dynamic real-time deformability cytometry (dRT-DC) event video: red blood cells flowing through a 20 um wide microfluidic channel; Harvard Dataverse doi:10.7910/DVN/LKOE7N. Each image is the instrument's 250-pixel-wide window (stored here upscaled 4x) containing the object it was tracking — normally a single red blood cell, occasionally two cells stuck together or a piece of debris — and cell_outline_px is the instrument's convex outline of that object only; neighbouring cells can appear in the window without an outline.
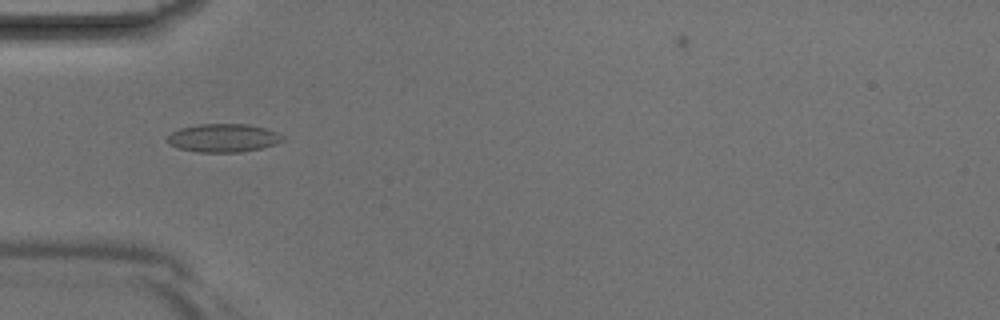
{"species": "Egyptian fruit bat (a non-hibernating species)", "species_latin": "Rousettus aegyptiacus", "temperature_condition": "room temperature", "stored_images_in_passage": 41, "camera_frame_rate_fps": 3000, "um_per_image_px": 0.085, "animal": {"sex": "male"}, "frame": {"image": 1, "passage_image": 13, "time_ms": 4.0, "image_size_px": [1000, 320], "cell_outline_px": [[284, 140], [260, 148], [240, 152], [196, 152], [176, 148], [168, 144], [168, 136], [172, 132], [180, 128], [200, 124], [248, 124], [268, 128], [284, 136]], "centroid_in_image_um": [18.96, 11.72], "position_along_channel_um": 66.0, "area_um2": 19.02}}
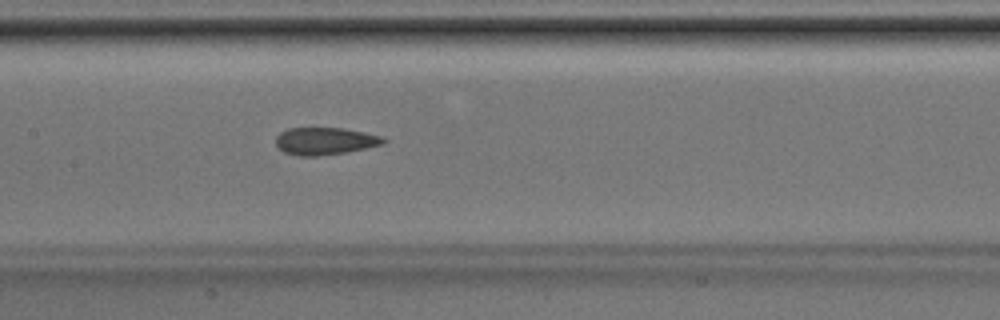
{"frame": {"image": 2, "passage_image": 20, "time_ms": 6.333, "image_size_px": [1000, 320], "cell_outline_px": [[388, 140], [384, 144], [344, 152], [316, 156], [300, 156], [284, 152], [276, 144], [276, 136], [280, 132], [288, 128], [340, 128], [364, 132], [384, 136]], "centroid_in_image_um": [27.64, 11.98], "position_along_channel_um": 179.8, "area_um2": 17.05}}
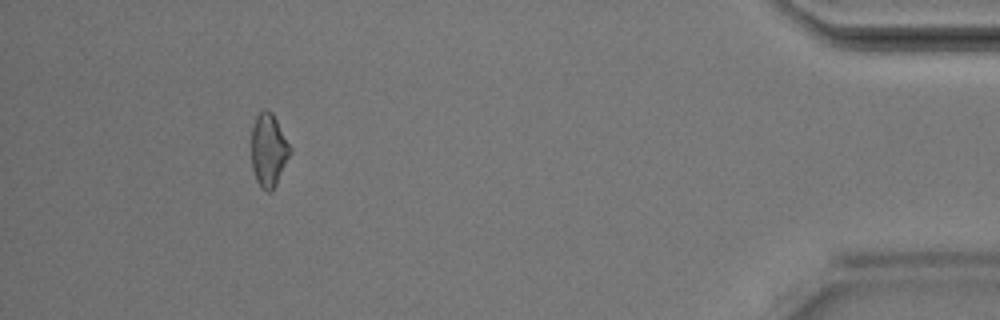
{"frame": {"image": 3, "passage_image": 38, "time_ms": 12.333, "image_size_px": [1000, 320], "cell_outline_px": [[292, 152], [276, 184], [268, 192], [260, 188], [256, 180], [252, 168], [252, 124], [256, 116], [264, 108], [268, 108], [272, 112], [292, 148]], "centroid_in_image_um": [22.83, 12.73], "position_along_channel_um": 412.4, "area_um2": 16.59}}